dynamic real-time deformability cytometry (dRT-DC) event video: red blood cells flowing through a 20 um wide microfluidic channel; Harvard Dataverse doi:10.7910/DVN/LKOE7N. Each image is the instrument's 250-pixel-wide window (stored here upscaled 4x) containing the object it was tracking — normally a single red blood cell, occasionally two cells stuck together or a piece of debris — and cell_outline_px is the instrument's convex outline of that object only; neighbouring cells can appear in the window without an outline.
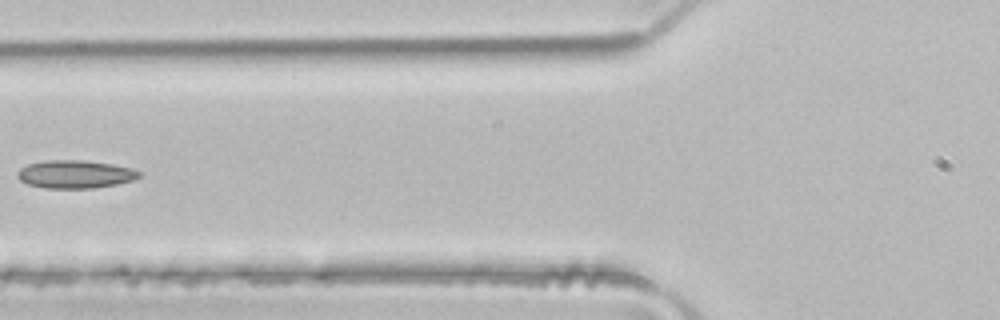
{"species": "common noctule bat (a hibernating species)", "species_latin": "Nyctalus noctula", "temperature_condition": "room temperature", "stored_images_in_passage": 6, "camera_frame_rate_fps": 3000, "um_per_image_px": 0.085, "animal": {"sex": "male", "body_mass_g": 21.5, "forearm_length_mm": 52.0}, "frame": {"image": 1, "passage_image": 5, "time_ms": 1.333, "image_size_px": [1000, 320], "cell_outline_px": [[144, 172], [140, 176], [132, 180], [116, 184], [92, 188], [44, 188], [28, 184], [20, 180], [16, 176], [16, 172], [20, 168], [28, 164], [48, 160], [84, 160], [112, 164], [132, 168]], "centroid_in_image_um": [6.39, 14.8], "position_along_channel_um": 119.4, "area_um2": 19.94}}
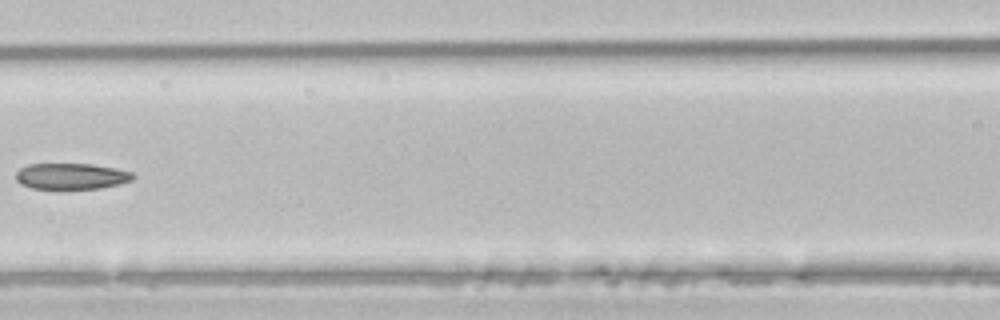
{"frame": {"image": 2, "passage_image": 6, "time_ms": 1.667, "image_size_px": [1000, 320], "cell_outline_px": [[136, 176], [132, 180], [120, 184], [100, 188], [32, 188], [20, 184], [16, 180], [16, 172], [20, 168], [28, 164], [92, 164], [116, 168], [132, 172]], "centroid_in_image_um": [6.07, 14.97], "position_along_channel_um": 160.5, "area_um2": 17.74}}